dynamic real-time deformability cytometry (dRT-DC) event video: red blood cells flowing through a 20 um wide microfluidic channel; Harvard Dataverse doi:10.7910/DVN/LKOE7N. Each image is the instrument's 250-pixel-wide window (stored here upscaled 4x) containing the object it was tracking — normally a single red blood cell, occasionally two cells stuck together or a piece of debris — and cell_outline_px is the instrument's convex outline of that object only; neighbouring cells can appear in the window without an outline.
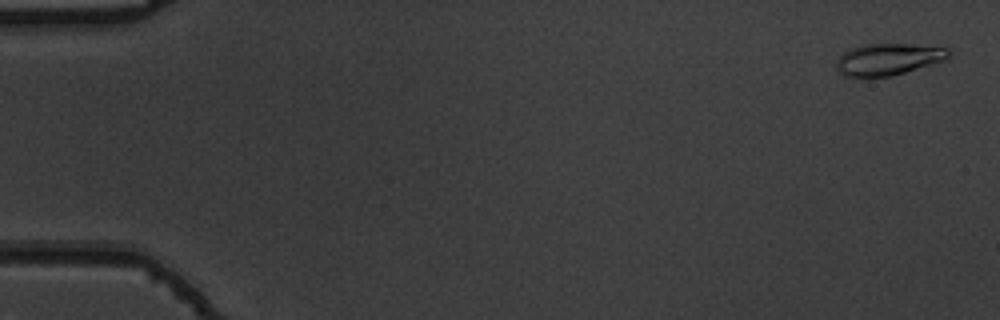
{"species": "common noctule bat (a hibernating species)", "species_latin": "Nyctalus noctula", "temperature_condition": "warm", "stored_images_in_passage": 53, "camera_frame_rate_fps": 3000, "um_per_image_px": 0.085, "animal": {"sex": "male", "body_mass_g": 19.5, "forearm_length_mm": 54.6}, "frame": {"image": 1, "passage_image": 2, "time_ms": 0.333, "image_size_px": [1000, 320], "cell_outline_px": [[948, 56], [944, 60], [892, 76], [844, 76], [836, 68], [836, 60], [844, 52], [852, 48], [868, 44], [908, 44], [948, 48]], "centroid_in_image_um": [75.46, 5.03], "position_along_channel_um": 9.5, "area_um2": 20.29}}
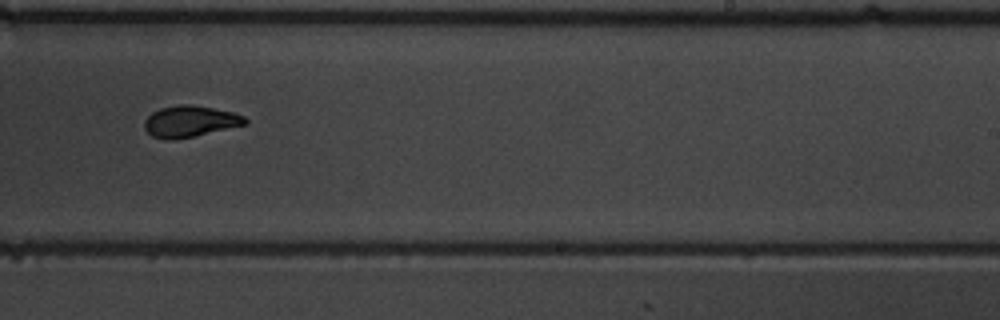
{"frame": {"image": 2, "passage_image": 34, "time_ms": 11.0, "image_size_px": [1000, 320], "cell_outline_px": [[248, 124], [192, 136], [172, 140], [168, 140], [152, 136], [144, 128], [144, 120], [152, 112], [160, 108], [176, 104], [188, 104], [212, 108], [232, 112], [244, 116], [248, 120]], "centroid_in_image_um": [16.13, 10.31], "position_along_channel_um": 272.9, "area_um2": 18.26}}
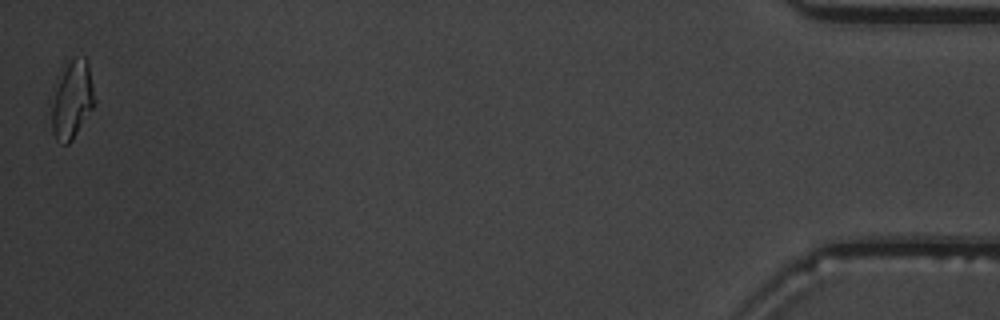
{"frame": {"image": 3, "passage_image": 53, "time_ms": 17.333, "image_size_px": [1000, 320], "cell_outline_px": [[96, 104], [72, 140], [68, 144], [60, 144], [56, 140], [52, 132], [48, 100], [60, 68], [76, 56], [84, 56], [88, 60], [96, 100]], "centroid_in_image_um": [6.06, 8.44], "position_along_channel_um": 429.1, "area_um2": 20.98}, "authors_computed_cell_mechanics": {"area_um2": 18.496, "velocity_mm_per_s": 3.8775, "shape_relaxation_time_tau1_ms": 4.9323, "shape_relaxation_time_tau2_ms": 2.4436, "deformation_change_tau1": 0.1949, "deformation_change_tau2": 0.0852}}